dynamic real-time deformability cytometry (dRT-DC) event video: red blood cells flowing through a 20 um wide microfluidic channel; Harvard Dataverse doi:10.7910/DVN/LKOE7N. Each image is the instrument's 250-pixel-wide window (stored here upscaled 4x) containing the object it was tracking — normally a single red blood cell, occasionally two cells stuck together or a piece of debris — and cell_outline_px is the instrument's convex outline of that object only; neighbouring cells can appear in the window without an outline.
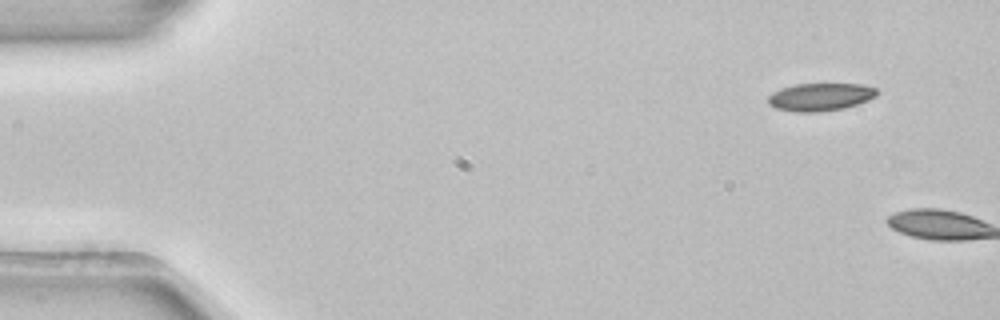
{"species": "common noctule bat (a hibernating species)", "species_latin": "Nyctalus noctula", "temperature_condition": "room temperature", "stored_images_in_passage": 2, "camera_frame_rate_fps": 3000, "um_per_image_px": 0.085, "animal": {"sex": "female", "body_mass_g": 22.7, "forearm_length_mm": 54.2}, "frame": {"image": 1, "passage_image": 1, "time_ms": 0.0, "image_size_px": [1000, 320], "cell_outline_px": [[880, 92], [876, 96], [868, 100], [844, 108], [820, 112], [796, 112], [776, 108], [768, 104], [768, 96], [772, 92], [780, 88], [796, 84], [860, 84], [876, 88]], "centroid_in_image_um": [69.72, 8.24], "position_along_channel_um": 15.3, "area_um2": 17.69}}